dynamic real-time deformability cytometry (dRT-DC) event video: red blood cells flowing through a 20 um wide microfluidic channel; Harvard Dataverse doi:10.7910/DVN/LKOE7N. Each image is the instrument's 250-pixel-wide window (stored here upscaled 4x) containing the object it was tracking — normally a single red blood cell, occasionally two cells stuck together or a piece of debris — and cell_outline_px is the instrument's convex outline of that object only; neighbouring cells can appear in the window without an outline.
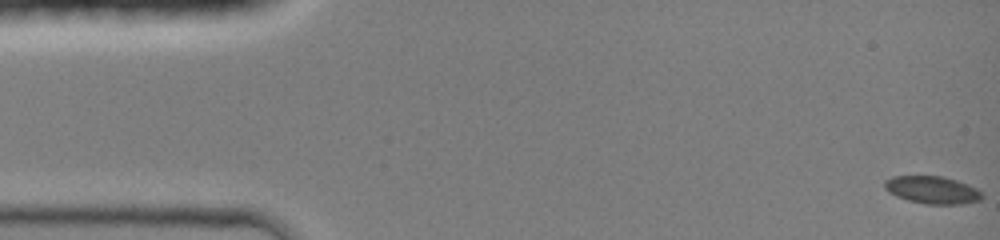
{"species": "common noctule bat (a hibernating species)", "species_latin": "Nyctalus noctula", "temperature_condition": "room temperature", "stored_images_in_passage": 46, "camera_frame_rate_fps": 3000, "um_per_image_px": 0.085, "animal": {"sex": "female", "body_mass_g": 19.0, "forearm_length_mm": 51.5}, "frame": {"image": 1, "passage_image": 1, "time_ms": 0.0, "image_size_px": [1000, 240], "cell_outline_px": [[984, 196], [980, 200], [960, 204], [924, 204], [908, 200], [896, 196], [888, 192], [884, 188], [884, 180], [892, 176], [944, 176], [968, 184], [976, 188]], "centroid_in_image_um": [79.22, 16.14], "position_along_channel_um": 5.8, "area_um2": 15.72}}
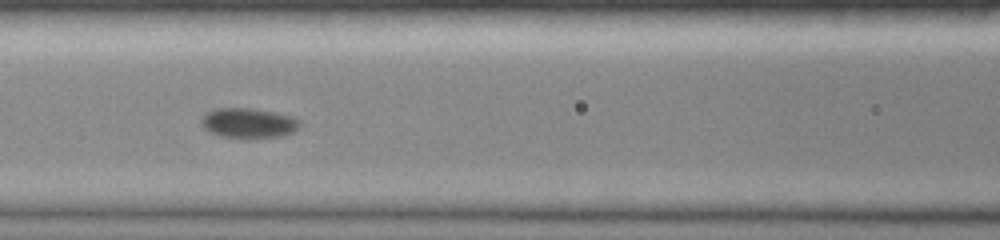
{"frame": {"image": 2, "passage_image": 20, "time_ms": 6.333, "image_size_px": [1000, 240], "cell_outline_px": [[300, 124], [292, 132], [280, 136], [220, 136], [204, 128], [200, 120], [204, 112], [216, 108], [252, 108], [276, 112], [292, 116], [300, 120]], "centroid_in_image_um": [21.09, 10.41], "position_along_channel_um": 145.5, "area_um2": 16.76}}
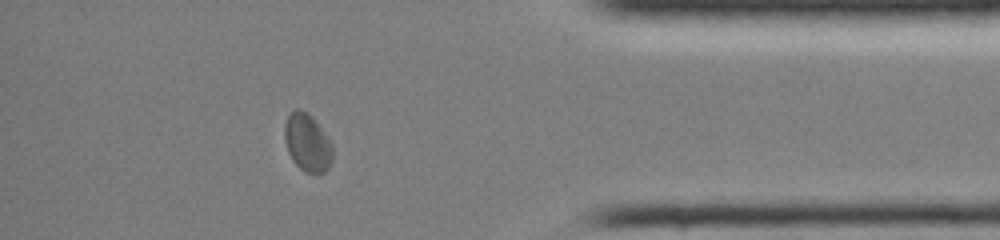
{"frame": {"image": 3, "passage_image": 40, "time_ms": 13.0, "image_size_px": [1000, 240], "cell_outline_px": [[332, 160], [328, 168], [324, 172], [304, 172], [292, 160], [288, 152], [284, 140], [284, 124], [288, 112], [296, 108], [300, 108], [312, 116], [324, 132], [332, 144]], "centroid_in_image_um": [26.09, 12.08], "position_along_channel_um": 409.1, "area_um2": 16.3}}